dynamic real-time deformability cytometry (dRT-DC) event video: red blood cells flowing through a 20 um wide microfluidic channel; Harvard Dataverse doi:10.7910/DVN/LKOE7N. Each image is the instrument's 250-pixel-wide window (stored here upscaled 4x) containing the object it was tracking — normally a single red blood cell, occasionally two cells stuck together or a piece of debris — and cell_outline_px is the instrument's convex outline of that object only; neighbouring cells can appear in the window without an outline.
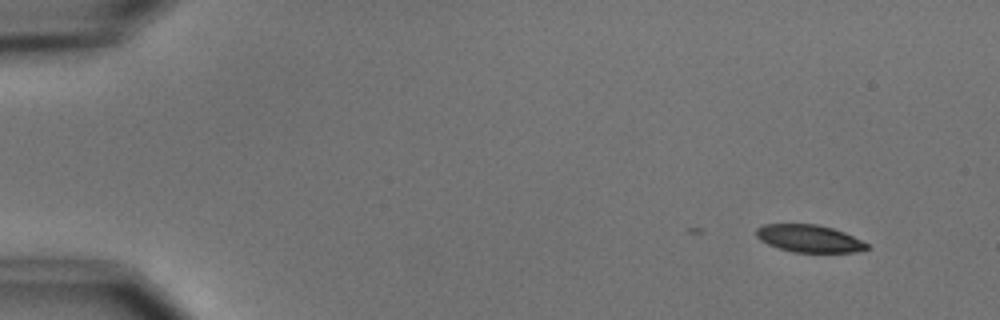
{"species": "common noctule bat (a hibernating species)", "species_latin": "Nyctalus noctula", "temperature_condition": "cold", "stored_images_in_passage": 4, "camera_frame_rate_fps": 3000, "um_per_image_px": 0.085, "animal": {"sex": "male", "body_mass_g": 15.6}, "frame": {"image": 1, "passage_image": 1, "time_ms": 0.0, "image_size_px": [1000, 320], "cell_outline_px": [[868, 248], [856, 252], [792, 252], [768, 244], [760, 240], [756, 236], [756, 228], [764, 224], [816, 224], [832, 228], [844, 232], [868, 244]], "centroid_in_image_um": [68.75, 20.27], "position_along_channel_um": 16.3, "area_um2": 17.51}}
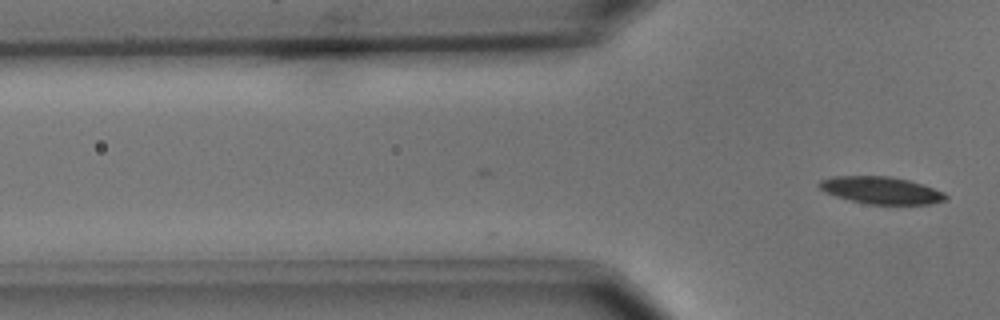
{"frame": {"image": 2, "passage_image": 4, "time_ms": 3.667, "image_size_px": [1000, 320], "cell_outline_px": [[948, 200], [932, 204], [868, 204], [836, 196], [820, 188], [816, 184], [820, 180], [832, 176], [892, 176], [924, 184], [944, 192], [948, 196]], "centroid_in_image_um": [74.95, 16.17], "position_along_channel_um": 50.9, "area_um2": 20.11}}